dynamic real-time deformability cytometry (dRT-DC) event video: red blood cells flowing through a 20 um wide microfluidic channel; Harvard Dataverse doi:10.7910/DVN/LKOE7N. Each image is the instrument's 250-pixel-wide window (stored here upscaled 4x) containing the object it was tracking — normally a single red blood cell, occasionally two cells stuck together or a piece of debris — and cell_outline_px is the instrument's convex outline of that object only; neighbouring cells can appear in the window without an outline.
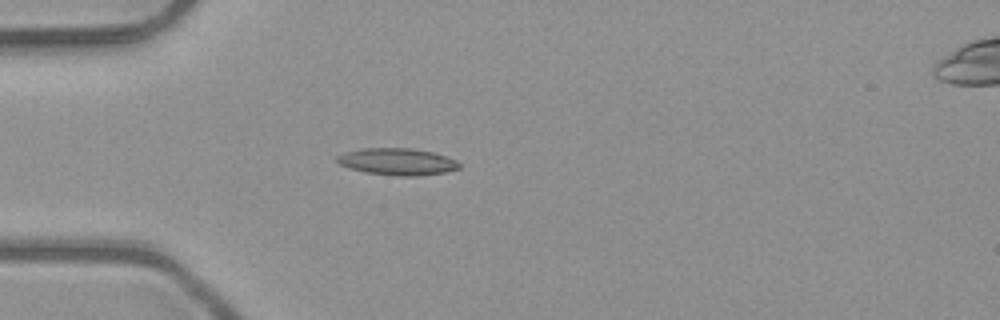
{"species": "common noctule bat (a hibernating species)", "species_latin": "Nyctalus noctula", "temperature_condition": "room temperature", "stored_images_in_passage": 4, "camera_frame_rate_fps": 3000, "um_per_image_px": 0.085, "animal": {"sex": "male", "body_mass_g": 23.1, "forearm_length_mm": 52.7}, "frame": {"image": 1, "passage_image": 4, "time_ms": 1.0, "image_size_px": [1000, 320], "cell_outline_px": [[460, 168], [444, 172], [416, 176], [400, 176], [364, 172], [348, 168], [340, 164], [336, 160], [336, 156], [344, 152], [360, 148], [412, 148], [432, 152], [456, 160], [460, 164]], "centroid_in_image_um": [33.73, 13.73], "position_along_channel_um": 51.3, "area_um2": 19.13}}